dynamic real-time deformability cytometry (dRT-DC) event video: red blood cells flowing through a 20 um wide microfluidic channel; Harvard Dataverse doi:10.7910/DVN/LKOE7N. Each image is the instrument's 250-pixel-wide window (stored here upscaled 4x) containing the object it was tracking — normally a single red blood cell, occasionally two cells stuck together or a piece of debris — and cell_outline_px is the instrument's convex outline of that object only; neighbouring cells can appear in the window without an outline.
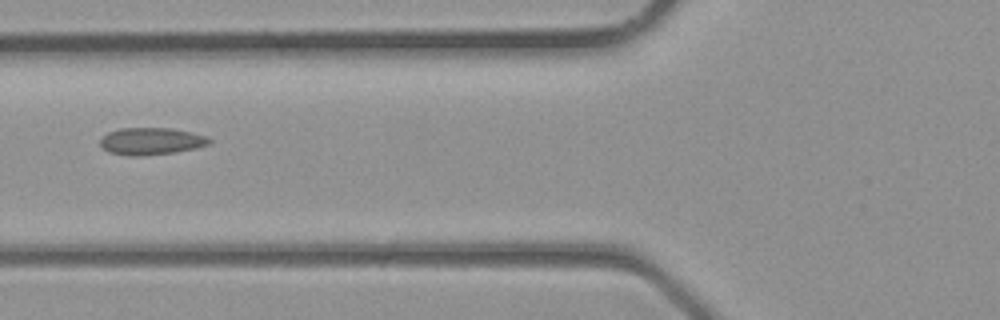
{"species": "common noctule bat (a hibernating species)", "species_latin": "Nyctalus noctula", "temperature_condition": "room temperature", "stored_images_in_passage": 4, "camera_frame_rate_fps": 3000, "um_per_image_px": 0.085, "animal": {"sex": "male", "body_mass_g": 23.1, "forearm_length_mm": 52.7}, "frame": {"image": 1, "passage_image": 4, "time_ms": 1.0, "image_size_px": [1000, 320], "cell_outline_px": [[212, 140], [208, 144], [196, 148], [176, 152], [140, 156], [132, 156], [108, 152], [100, 144], [100, 140], [108, 132], [120, 128], [172, 128], [208, 136]], "centroid_in_image_um": [12.86, 12.0], "position_along_channel_um": 112.9, "area_um2": 17.22}}